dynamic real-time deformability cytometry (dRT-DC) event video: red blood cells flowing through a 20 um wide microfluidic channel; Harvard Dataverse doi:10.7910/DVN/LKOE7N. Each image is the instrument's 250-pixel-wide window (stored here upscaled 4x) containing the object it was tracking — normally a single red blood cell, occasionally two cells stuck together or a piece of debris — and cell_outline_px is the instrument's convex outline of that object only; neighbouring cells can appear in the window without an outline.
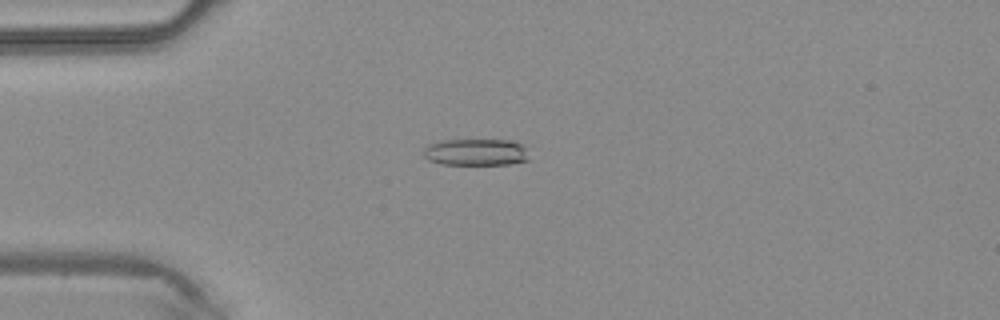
{"species": "common noctule bat (a hibernating species)", "species_latin": "Nyctalus noctula", "temperature_condition": "warm", "stored_images_in_passage": 5, "camera_frame_rate_fps": 3000, "um_per_image_px": 0.085, "animal": {"sex": "male", "body_mass_g": 20.4}, "frame": {"image": 1, "passage_image": 3, "time_ms": 0.667, "image_size_px": [1000, 320], "cell_outline_px": [[528, 160], [508, 164], [440, 164], [428, 160], [424, 156], [424, 148], [432, 144], [444, 140], [512, 140], [524, 144]], "centroid_in_image_um": [40.47, 12.93], "position_along_channel_um": 44.5, "area_um2": 16.36}}
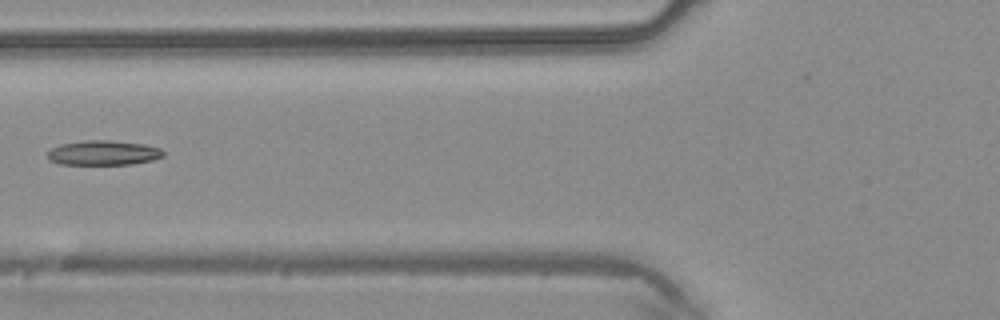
{"frame": {"image": 2, "passage_image": 5, "time_ms": 1.333, "image_size_px": [1000, 320], "cell_outline_px": [[164, 156], [152, 160], [132, 164], [60, 164], [48, 160], [48, 152], [52, 148], [60, 144], [84, 140], [112, 140], [144, 144], [160, 148], [164, 152]], "centroid_in_image_um": [8.79, 12.98], "position_along_channel_um": 117.0, "area_um2": 16.7}}